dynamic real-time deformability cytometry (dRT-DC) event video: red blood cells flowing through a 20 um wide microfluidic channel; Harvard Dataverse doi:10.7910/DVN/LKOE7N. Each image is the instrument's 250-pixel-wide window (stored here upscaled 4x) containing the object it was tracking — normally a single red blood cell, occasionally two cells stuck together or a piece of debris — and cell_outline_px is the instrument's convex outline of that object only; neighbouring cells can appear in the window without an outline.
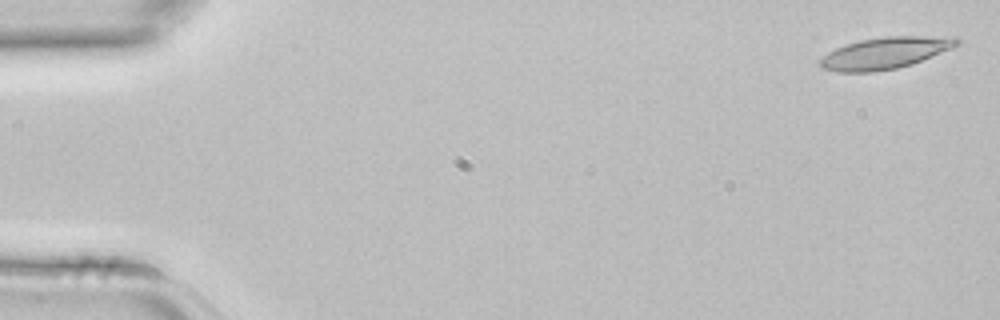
{"species": "common noctule bat (a hibernating species)", "species_latin": "Nyctalus noctula", "temperature_condition": "room temperature", "stored_images_in_passage": 4, "camera_frame_rate_fps": 3000, "um_per_image_px": 0.085, "animal": {"sex": "female", "body_mass_g": 22.7, "forearm_length_mm": 54.2}, "frame": {"image": 1, "passage_image": 1, "time_ms": 0.0, "image_size_px": [1000, 320], "cell_outline_px": [[960, 44], [952, 48], [912, 64], [896, 68], [872, 72], [836, 72], [824, 68], [820, 64], [820, 60], [828, 52], [836, 48], [860, 40], [884, 36], [956, 36], [960, 40]], "centroid_in_image_um": [75.29, 4.49], "position_along_channel_um": 9.7, "area_um2": 25.14}}
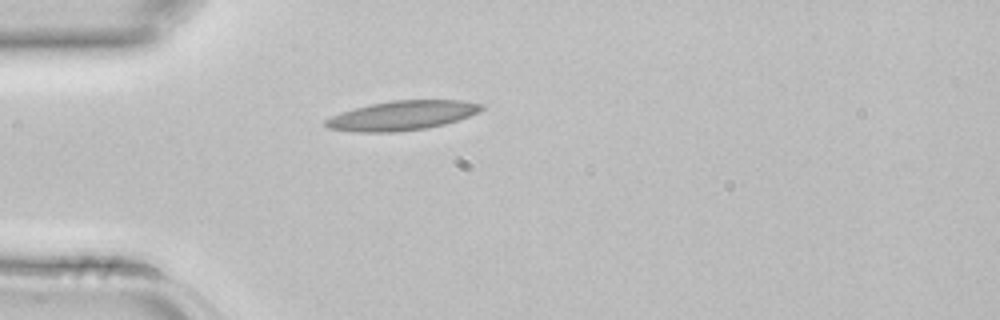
{"frame": {"image": 2, "passage_image": 4, "time_ms": 1.0, "image_size_px": [1000, 320], "cell_outline_px": [[484, 108], [468, 116], [444, 124], [428, 128], [396, 132], [356, 132], [328, 128], [324, 124], [324, 120], [340, 112], [368, 104], [392, 100], [460, 100], [484, 104]], "centroid_in_image_um": [34.14, 9.81], "position_along_channel_um": 50.9, "area_um2": 26.7}}